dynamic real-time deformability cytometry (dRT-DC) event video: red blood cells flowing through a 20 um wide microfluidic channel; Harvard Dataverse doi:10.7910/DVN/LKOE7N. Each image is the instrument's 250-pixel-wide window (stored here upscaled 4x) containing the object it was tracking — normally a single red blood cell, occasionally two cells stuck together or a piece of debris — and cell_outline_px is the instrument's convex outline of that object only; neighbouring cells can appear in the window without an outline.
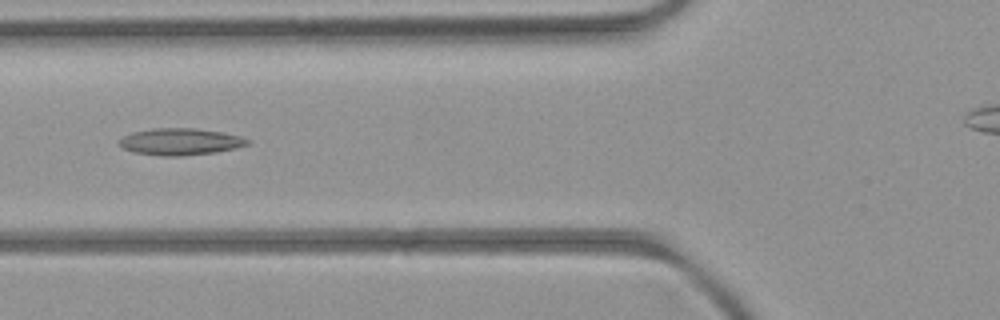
{"species": "common noctule bat (a hibernating species)", "species_latin": "Nyctalus noctula", "temperature_condition": "room temperature", "stored_images_in_passage": 34, "camera_frame_rate_fps": 3000, "um_per_image_px": 0.085, "animal": {"sex": "female", "body_mass_g": 21.9}, "frame": {"image": 1, "passage_image": 5, "time_ms": 1.333, "image_size_px": [1000, 320], "cell_outline_px": [[252, 140], [248, 144], [236, 148], [216, 152], [180, 156], [160, 156], [132, 152], [120, 148], [116, 144], [124, 136], [132, 132], [152, 128], [196, 128], [220, 132], [240, 136]], "centroid_in_image_um": [15.28, 12.05], "position_along_channel_um": 110.5, "area_um2": 20.23}}
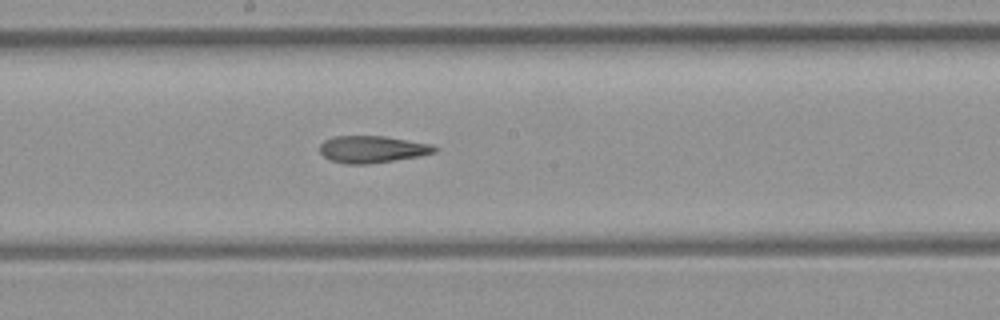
{"frame": {"image": 2, "passage_image": 13, "time_ms": 4.0, "image_size_px": [1000, 320], "cell_outline_px": [[440, 148], [436, 152], [420, 156], [368, 164], [344, 164], [332, 160], [324, 156], [320, 152], [320, 144], [324, 140], [332, 136], [384, 136], [432, 144]], "centroid_in_image_um": [31.66, 12.68], "position_along_channel_um": 216.5, "area_um2": 18.15}}
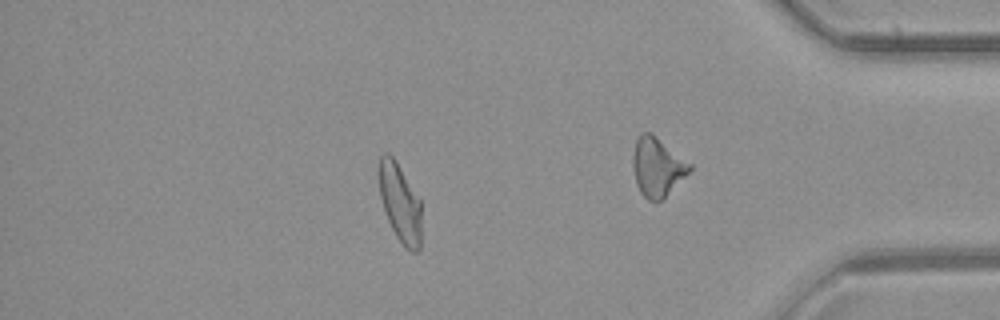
{"frame": {"image": 3, "passage_image": 26, "time_ms": 8.333, "image_size_px": [1000, 320], "cell_outline_px": [[420, 248], [416, 252], [412, 252], [396, 236], [384, 212], [380, 196], [380, 156], [384, 152], [388, 152], [396, 160], [420, 200]], "centroid_in_image_um": [34.0, 17.22], "position_along_channel_um": 401.2, "area_um2": 18.96}, "authors_computed_cell_mechanics": {"area_um2": 18.8428, "velocity_mm_per_s": 3.9588, "shape_relaxation_time_tau1_ms": null, "shape_relaxation_time_tau2_ms": 6.0417, "deformation_change_tau1": null, "deformation_change_tau2": 0.186}}